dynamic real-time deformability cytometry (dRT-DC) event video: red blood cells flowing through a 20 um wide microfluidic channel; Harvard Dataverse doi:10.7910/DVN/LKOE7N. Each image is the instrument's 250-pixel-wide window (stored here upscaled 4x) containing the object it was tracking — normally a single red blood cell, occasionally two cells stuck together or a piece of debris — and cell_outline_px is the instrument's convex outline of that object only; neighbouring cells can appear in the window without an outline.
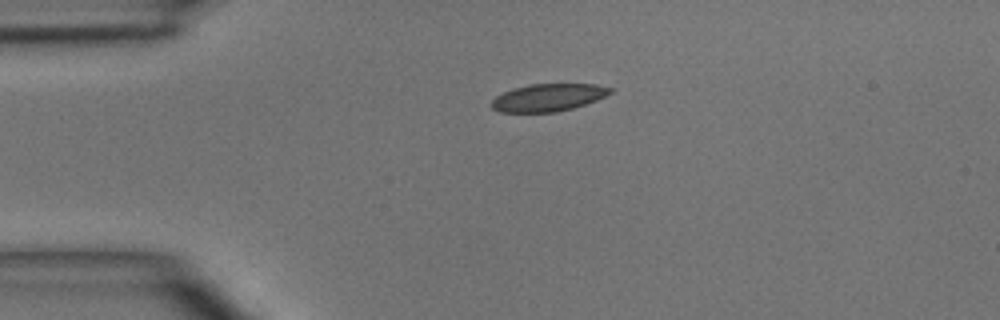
{"species": "common noctule bat (a hibernating species)", "species_latin": "Nyctalus noctula", "temperature_condition": "room temperature", "stored_images_in_passage": 3, "camera_frame_rate_fps": 3000, "um_per_image_px": 0.085, "animal": {"sex": "male", "body_mass_g": 15.6}, "frame": {"image": 1, "passage_image": 1, "time_ms": 0.0, "image_size_px": [1000, 320], "cell_outline_px": [[612, 92], [596, 100], [572, 108], [556, 112], [500, 112], [492, 108], [492, 100], [496, 96], [504, 92], [528, 84], [596, 84], [612, 88]], "centroid_in_image_um": [46.59, 8.29], "position_along_channel_um": 38.4, "area_um2": 18.79}}